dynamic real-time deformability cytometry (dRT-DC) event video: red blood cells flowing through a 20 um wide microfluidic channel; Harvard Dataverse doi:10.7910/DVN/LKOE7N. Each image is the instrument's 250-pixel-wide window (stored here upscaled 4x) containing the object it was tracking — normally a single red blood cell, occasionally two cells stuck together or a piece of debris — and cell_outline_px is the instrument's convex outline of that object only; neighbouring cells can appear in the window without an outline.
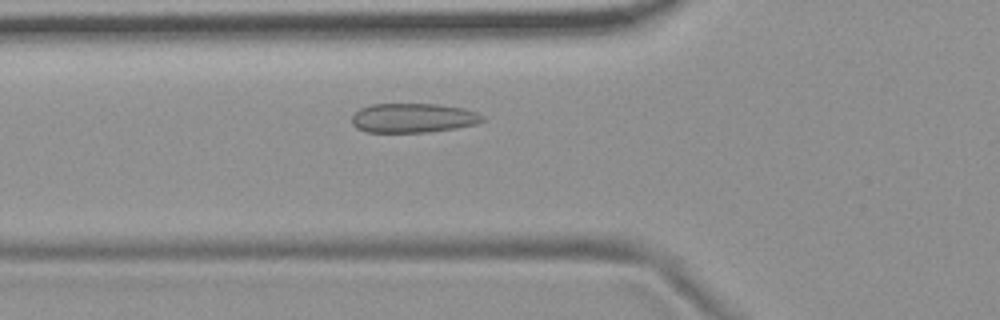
{"species": "common noctule bat (a hibernating species)", "species_latin": "Nyctalus noctula", "temperature_condition": "room temperature", "stored_images_in_passage": 32, "camera_frame_rate_fps": 3000, "um_per_image_px": 0.085, "animal": {"sex": "female", "body_mass_g": 19.9}, "frame": {"image": 1, "passage_image": 6, "time_ms": 1.667, "image_size_px": [1000, 320], "cell_outline_px": [[484, 120], [476, 124], [456, 128], [428, 132], [364, 132], [356, 128], [352, 124], [352, 116], [360, 108], [372, 104], [440, 104], [464, 108], [476, 112], [484, 116]], "centroid_in_image_um": [35.11, 10.03], "position_along_channel_um": 90.7, "area_um2": 22.48}}
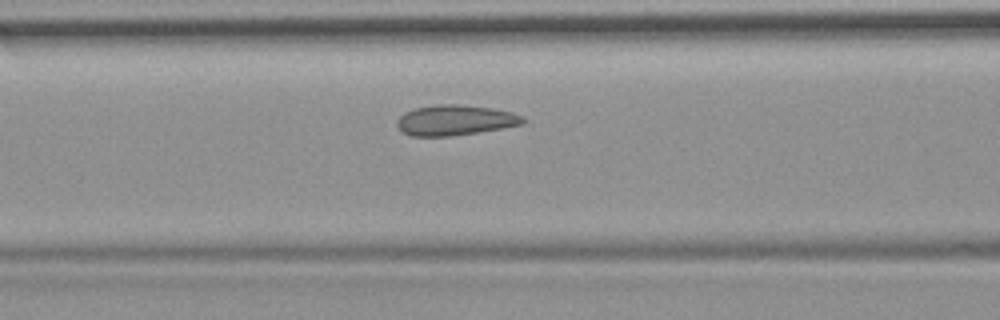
{"frame": {"image": 2, "passage_image": 9, "time_ms": 2.667, "image_size_px": [1000, 320], "cell_outline_px": [[528, 120], [524, 124], [452, 136], [412, 136], [400, 132], [396, 124], [396, 120], [404, 112], [416, 108], [436, 104], [456, 104], [492, 108], [512, 112], [524, 116]], "centroid_in_image_um": [38.67, 10.21], "position_along_channel_um": 127.9, "area_um2": 22.43}}
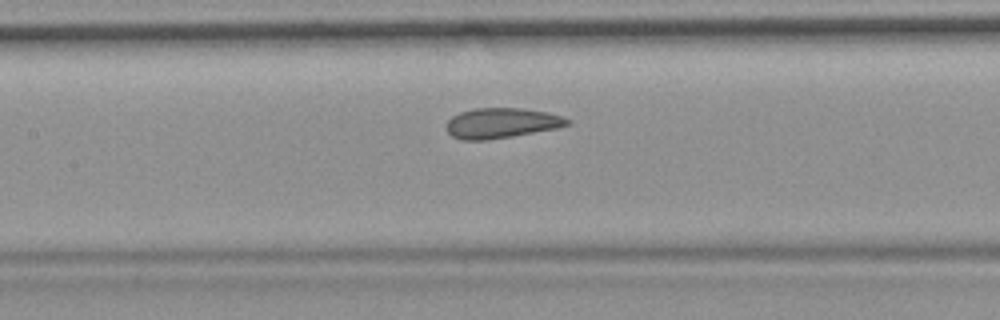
{"frame": {"image": 3, "passage_image": 12, "time_ms": 3.667, "image_size_px": [1000, 320], "cell_outline_px": [[572, 120], [568, 124], [556, 128], [512, 136], [484, 140], [460, 140], [452, 136], [448, 132], [448, 120], [452, 116], [460, 112], [472, 108], [524, 108], [548, 112], [564, 116]], "centroid_in_image_um": [42.64, 10.45], "position_along_channel_um": 164.8, "area_um2": 21.27}, "authors_computed_cell_mechanics": {"area_um2": 21.0681, "velocity_mm_per_s": 3.69, "shape_relaxation_time_tau1_ms": null, "shape_relaxation_time_tau2_ms": 0.8729, "deformation_change_tau1": null, "deformation_change_tau2": 0.0452}}